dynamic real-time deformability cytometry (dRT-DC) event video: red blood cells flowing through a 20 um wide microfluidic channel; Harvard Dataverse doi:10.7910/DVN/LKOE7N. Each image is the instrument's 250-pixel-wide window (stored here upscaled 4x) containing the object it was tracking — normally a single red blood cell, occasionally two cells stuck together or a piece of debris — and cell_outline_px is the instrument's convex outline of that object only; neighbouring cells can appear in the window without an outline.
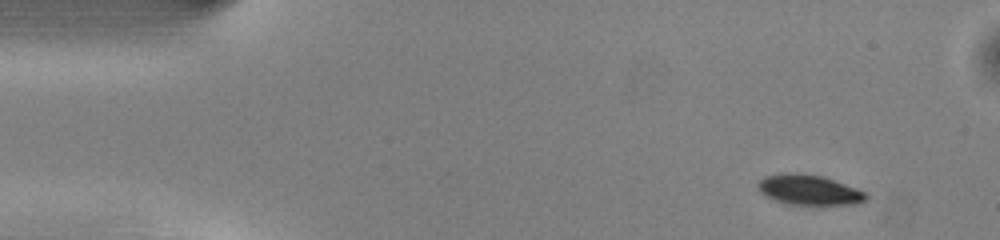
{"species": "common noctule bat (a hibernating species)", "species_latin": "Nyctalus noctula", "temperature_condition": "warm", "stored_images_in_passage": 47, "camera_frame_rate_fps": 3000, "um_per_image_px": 0.085, "animal": {"sex": "male", "body_mass_g": 13.0, "forearm_length_mm": 53.1}, "frame": {"image": 1, "passage_image": 1, "time_ms": 0.0, "image_size_px": [1000, 240], "cell_outline_px": [[868, 200], [856, 204], [788, 204], [764, 196], [756, 188], [760, 180], [764, 176], [780, 172], [796, 172], [824, 176], [868, 192]], "centroid_in_image_um": [68.77, 16.12], "position_along_channel_um": 16.2, "area_um2": 19.36}}
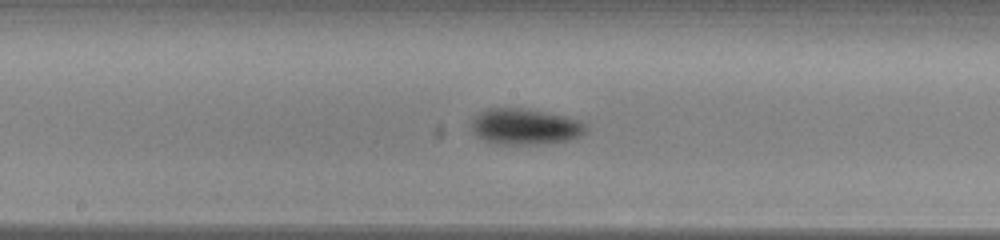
{"frame": {"image": 2, "passage_image": 22, "time_ms": 7.0, "image_size_px": [1000, 240], "cell_outline_px": [[588, 128], [580, 136], [568, 140], [540, 144], [496, 144], [484, 140], [476, 136], [472, 128], [472, 120], [480, 112], [488, 108], [520, 108], [564, 116], [576, 120], [584, 124]], "centroid_in_image_um": [44.59, 10.77], "position_along_channel_um": 203.6, "area_um2": 23.64}}
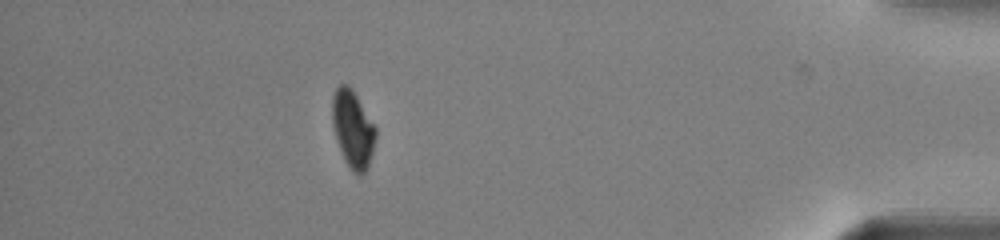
{"frame": {"image": 3, "passage_image": 41, "time_ms": 13.333, "image_size_px": [1000, 240], "cell_outline_px": [[376, 136], [372, 152], [368, 164], [364, 172], [360, 176], [356, 176], [352, 172], [344, 160], [336, 140], [332, 124], [332, 96], [336, 88], [340, 84], [348, 84], [352, 88], [376, 128]], "centroid_in_image_um": [29.97, 10.97], "position_along_channel_um": 405.2, "area_um2": 19.59}, "authors_computed_cell_mechanics": {"area_um2": 21.0392, "velocity_mm_per_s": 4.0615, "shape_relaxation_time_tau1_ms": 1.7374, "shape_relaxation_time_tau2_ms": null, "deformation_change_tau1": 0.1024, "deformation_change_tau2": null}}